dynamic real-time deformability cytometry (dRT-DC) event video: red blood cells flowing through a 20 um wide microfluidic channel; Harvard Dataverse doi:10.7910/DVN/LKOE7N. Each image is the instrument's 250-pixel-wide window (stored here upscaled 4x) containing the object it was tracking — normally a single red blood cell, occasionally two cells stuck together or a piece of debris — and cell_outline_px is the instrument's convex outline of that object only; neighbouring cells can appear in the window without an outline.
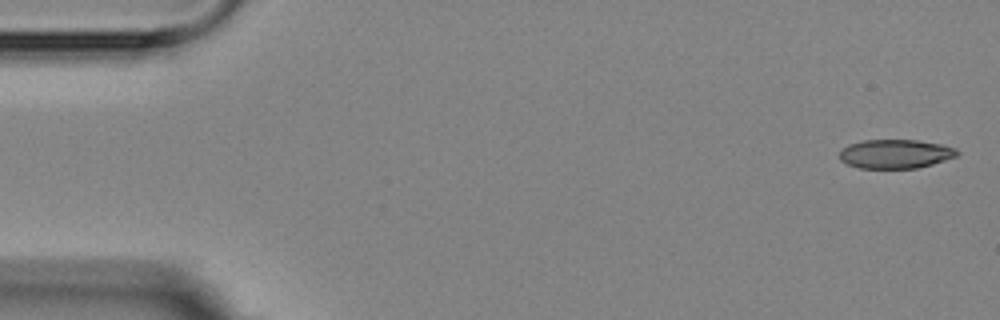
{"species": "Egyptian fruit bat (a non-hibernating species)", "species_latin": "Rousettus aegyptiacus", "temperature_condition": "room temperature", "stored_images_in_passage": 5, "camera_frame_rate_fps": 3000, "um_per_image_px": 0.085, "animal": {"sex": "female"}, "frame": {"image": 1, "passage_image": 1, "time_ms": 0.0, "image_size_px": [1000, 320], "cell_outline_px": [[960, 152], [956, 156], [932, 164], [916, 168], [860, 168], [848, 164], [840, 160], [840, 152], [848, 144], [864, 140], [916, 140], [944, 144], [956, 148]], "centroid_in_image_um": [76.13, 13.07], "position_along_channel_um": 8.9, "area_um2": 19.83}}
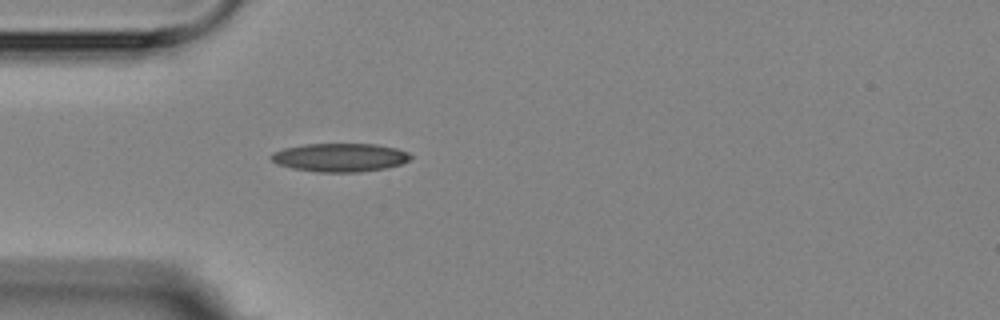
{"frame": {"image": 2, "passage_image": 5, "time_ms": 4.667, "image_size_px": [1000, 320], "cell_outline_px": [[412, 156], [408, 160], [400, 164], [384, 168], [360, 172], [320, 172], [292, 168], [276, 164], [272, 160], [272, 156], [276, 152], [284, 148], [304, 144], [376, 144], [396, 148], [408, 152]], "centroid_in_image_um": [28.91, 13.38], "position_along_channel_um": 56.1, "area_um2": 22.89}}